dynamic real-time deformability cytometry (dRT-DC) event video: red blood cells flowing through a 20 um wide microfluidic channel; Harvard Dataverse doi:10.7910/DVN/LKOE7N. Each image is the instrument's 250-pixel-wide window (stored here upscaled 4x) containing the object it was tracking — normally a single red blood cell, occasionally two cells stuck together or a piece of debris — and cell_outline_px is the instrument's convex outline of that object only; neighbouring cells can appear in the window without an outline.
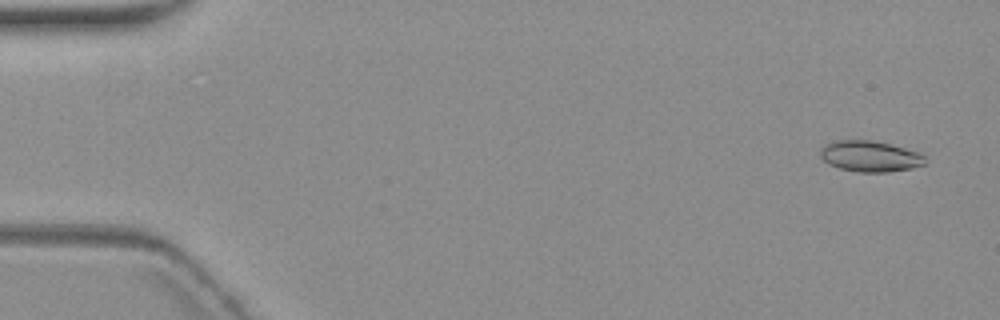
{"species": "common noctule bat (a hibernating species)", "species_latin": "Nyctalus noctula", "temperature_condition": "warm", "stored_images_in_passage": 6, "camera_frame_rate_fps": 3000, "um_per_image_px": 0.085, "animal": {"sex": "female", "body_mass_g": 19.3, "forearm_length_mm": 54.1}, "frame": {"image": 1, "passage_image": 1, "time_ms": 0.0, "image_size_px": [1000, 320], "cell_outline_px": [[924, 164], [912, 168], [888, 172], [856, 172], [840, 168], [828, 164], [820, 156], [820, 148], [836, 140], [872, 140], [904, 148], [916, 152], [924, 156]], "centroid_in_image_um": [73.91, 13.29], "position_along_channel_um": 11.1, "area_um2": 18.67}}
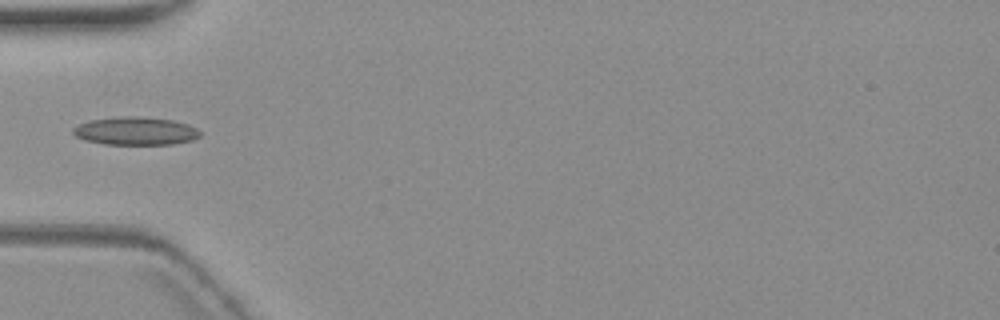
{"frame": {"image": 2, "passage_image": 5, "time_ms": 5.667, "image_size_px": [1000, 320], "cell_outline_px": [[200, 136], [192, 140], [172, 144], [104, 144], [84, 140], [76, 136], [72, 132], [72, 128], [88, 120], [116, 116], [136, 116], [172, 120], [188, 124], [196, 128], [200, 132]], "centroid_in_image_um": [11.49, 11.13], "position_along_channel_um": 73.5, "area_um2": 20.81}}
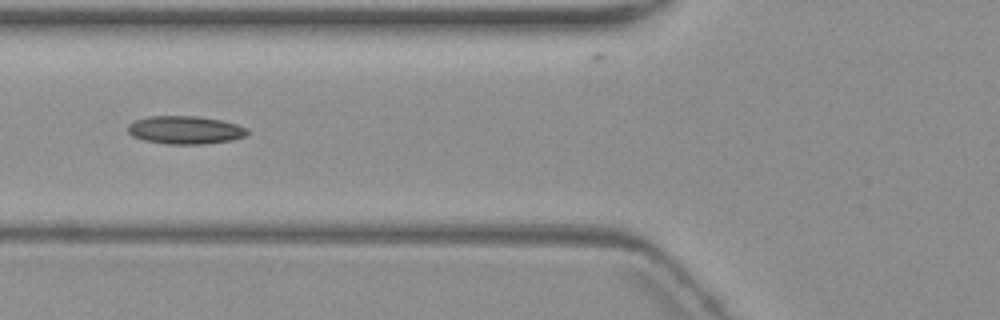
{"frame": {"image": 3, "passage_image": 6, "time_ms": 6.667, "image_size_px": [1000, 320], "cell_outline_px": [[248, 132], [244, 136], [232, 140], [204, 144], [168, 144], [144, 140], [132, 136], [128, 132], [128, 124], [136, 120], [148, 116], [196, 116], [220, 120], [236, 124], [248, 128]], "centroid_in_image_um": [15.73, 11.05], "position_along_channel_um": 110.1, "area_um2": 19.48}}